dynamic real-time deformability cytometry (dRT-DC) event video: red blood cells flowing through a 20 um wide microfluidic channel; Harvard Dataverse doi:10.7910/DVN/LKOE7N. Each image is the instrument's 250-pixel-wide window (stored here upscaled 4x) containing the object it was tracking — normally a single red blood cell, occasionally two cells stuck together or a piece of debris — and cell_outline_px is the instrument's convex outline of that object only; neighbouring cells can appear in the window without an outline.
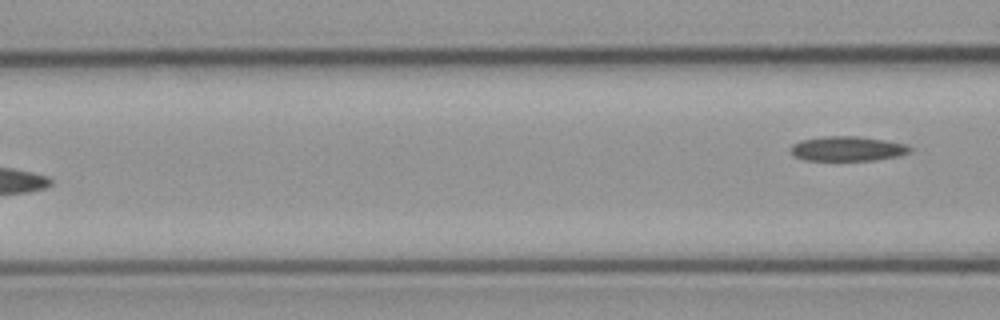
{"species": "common noctule bat (a hibernating species)", "species_latin": "Nyctalus noctula", "temperature_condition": "cold", "stored_images_in_passage": 8, "camera_frame_rate_fps": 3000, "um_per_image_px": 0.085, "animal": {"sex": "male", "body_mass_g": 23.1, "forearm_length_mm": 52.7}, "frame": {"image": 1, "passage_image": 8, "time_ms": 8.333, "image_size_px": [1000, 320], "cell_outline_px": [[912, 152], [900, 156], [876, 160], [804, 160], [792, 156], [792, 144], [800, 140], [820, 136], [860, 136], [884, 140], [904, 144], [912, 148]], "centroid_in_image_um": [72.04, 12.64], "position_along_channel_um": 94.6, "area_um2": 17.34}}